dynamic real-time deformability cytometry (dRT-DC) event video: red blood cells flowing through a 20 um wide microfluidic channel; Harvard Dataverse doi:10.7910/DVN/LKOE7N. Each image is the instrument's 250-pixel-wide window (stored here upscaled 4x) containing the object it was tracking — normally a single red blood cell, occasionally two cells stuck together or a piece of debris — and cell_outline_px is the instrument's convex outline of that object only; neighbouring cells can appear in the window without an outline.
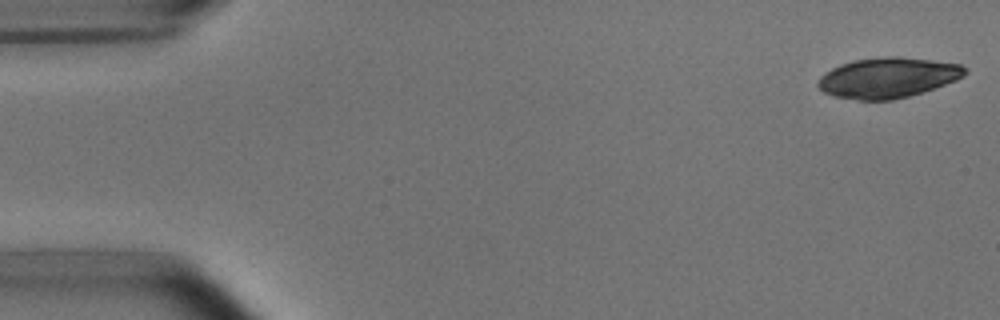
{"species": "common noctule bat (a hibernating species)", "species_latin": "Nyctalus noctula", "temperature_condition": "room temperature", "stored_images_in_passage": 52, "camera_frame_rate_fps": 3000, "um_per_image_px": 0.085, "animal": {"sex": "male", "body_mass_g": 15.6}, "frame": {"image": 1, "passage_image": 1, "time_ms": 0.0, "image_size_px": [1000, 320], "cell_outline_px": [[968, 72], [964, 76], [956, 80], [908, 96], [892, 100], [860, 100], [836, 96], [824, 92], [816, 84], [820, 76], [824, 72], [840, 64], [852, 60], [888, 56], [900, 56], [960, 64], [968, 68]], "centroid_in_image_um": [75.45, 6.59], "position_along_channel_um": 9.5, "area_um2": 34.39}}